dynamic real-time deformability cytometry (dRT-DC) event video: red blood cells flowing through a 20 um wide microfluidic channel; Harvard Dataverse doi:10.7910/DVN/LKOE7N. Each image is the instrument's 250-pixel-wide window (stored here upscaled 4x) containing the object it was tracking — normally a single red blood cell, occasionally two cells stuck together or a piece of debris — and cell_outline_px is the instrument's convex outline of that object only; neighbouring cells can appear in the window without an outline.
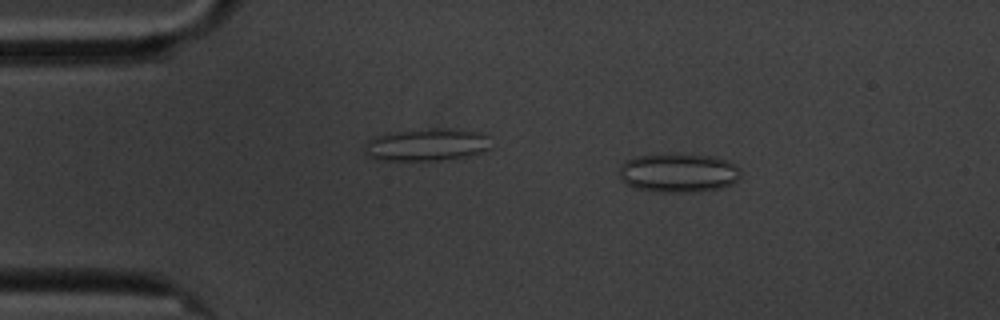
{"species": "common noctule bat (a hibernating species)", "species_latin": "Nyctalus noctula", "temperature_condition": "cold", "stored_images_in_passage": 14, "camera_frame_rate_fps": 3000, "um_per_image_px": 0.085, "animal": {"sex": "male", "body_mass_g": 20.1, "forearm_length_mm": 53.5}, "frame": {"image": 1, "passage_image": 8, "time_ms": 2.333, "image_size_px": [1000, 320], "cell_outline_px": [[740, 176], [732, 184], [720, 188], [696, 192], [664, 192], [636, 188], [624, 184], [620, 180], [620, 164], [636, 156], [672, 152], [676, 152], [712, 156], [728, 160], [740, 168]], "centroid_in_image_um": [57.66, 14.66], "position_along_channel_um": 27.3, "area_um2": 28.21}}